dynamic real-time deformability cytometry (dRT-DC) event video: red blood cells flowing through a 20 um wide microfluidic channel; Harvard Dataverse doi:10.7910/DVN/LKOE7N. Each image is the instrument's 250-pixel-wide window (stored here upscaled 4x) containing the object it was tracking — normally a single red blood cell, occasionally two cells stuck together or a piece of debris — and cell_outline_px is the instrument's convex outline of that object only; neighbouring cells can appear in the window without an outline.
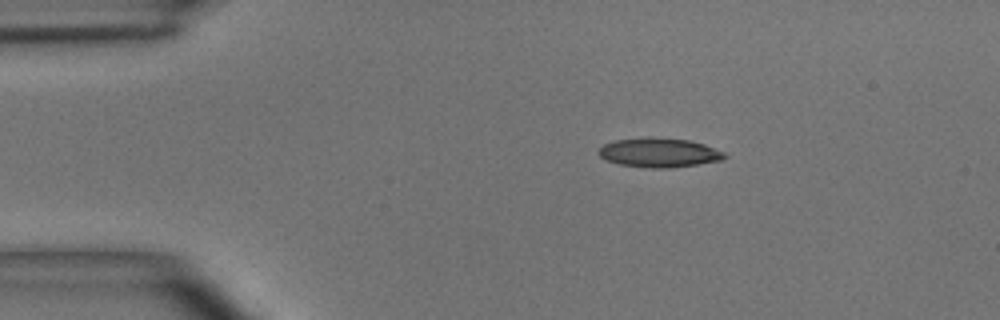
{"species": "common noctule bat (a hibernating species)", "species_latin": "Nyctalus noctula", "temperature_condition": "room temperature", "stored_images_in_passage": 41, "camera_frame_rate_fps": 3000, "um_per_image_px": 0.085, "animal": {"sex": "male", "body_mass_g": 15.6}, "frame": {"image": 1, "passage_image": 1, "time_ms": 0.0, "image_size_px": [1000, 320], "cell_outline_px": [[728, 156], [720, 160], [696, 164], [668, 168], [648, 168], [620, 164], [604, 160], [596, 152], [604, 144], [616, 140], [688, 140], [704, 144], [724, 152]], "centroid_in_image_um": [56.01, 13.02], "position_along_channel_um": 29.0, "area_um2": 20.46}}
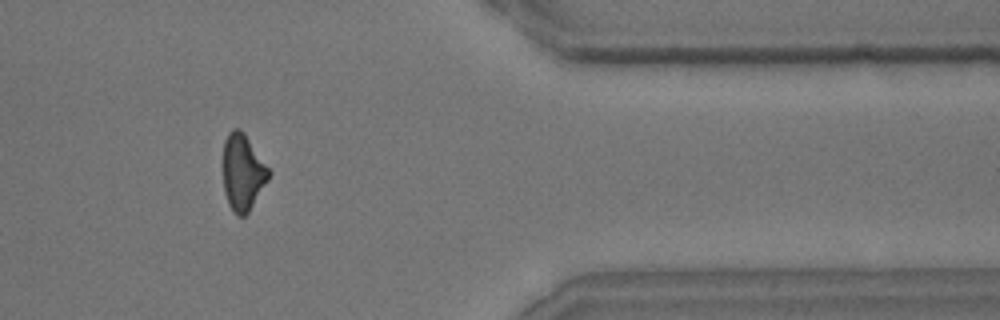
{"frame": {"image": 2, "passage_image": 33, "time_ms": 10.667, "image_size_px": [1000, 320], "cell_outline_px": [[272, 172], [268, 180], [248, 212], [244, 216], [236, 216], [232, 212], [228, 204], [224, 192], [224, 140], [228, 132], [232, 128], [240, 128], [244, 132]], "centroid_in_image_um": [20.64, 14.64], "position_along_channel_um": 390.8, "area_um2": 20.4}}
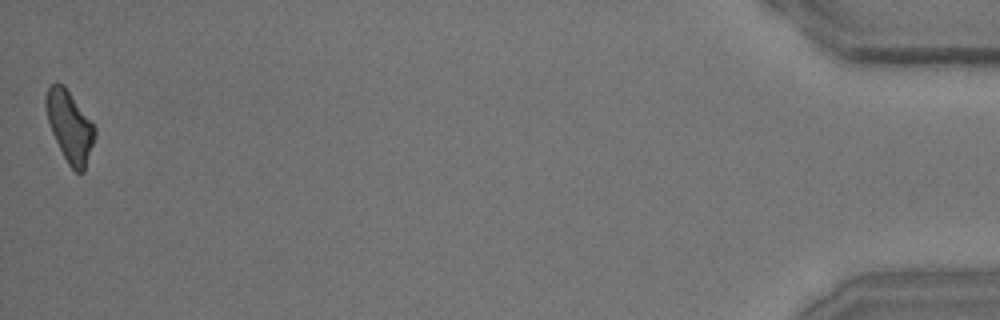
{"frame": {"image": 3, "passage_image": 41, "time_ms": 13.333, "image_size_px": [1000, 320], "cell_outline_px": [[96, 136], [84, 172], [76, 172], [68, 164], [52, 132], [48, 120], [44, 104], [44, 96], [48, 88], [56, 80], [64, 84], [96, 128]], "centroid_in_image_um": [5.92, 10.7], "position_along_channel_um": 429.3, "area_um2": 20.23}, "authors_computed_cell_mechanics": {"area_um2": 21.2704, "velocity_mm_per_s": 4.0783, "shape_relaxation_time_tau1_ms": 5.176, "shape_relaxation_time_tau2_ms": 2.9406, "deformation_change_tau1": 0.1721, "deformation_change_tau2": 0.1288}}